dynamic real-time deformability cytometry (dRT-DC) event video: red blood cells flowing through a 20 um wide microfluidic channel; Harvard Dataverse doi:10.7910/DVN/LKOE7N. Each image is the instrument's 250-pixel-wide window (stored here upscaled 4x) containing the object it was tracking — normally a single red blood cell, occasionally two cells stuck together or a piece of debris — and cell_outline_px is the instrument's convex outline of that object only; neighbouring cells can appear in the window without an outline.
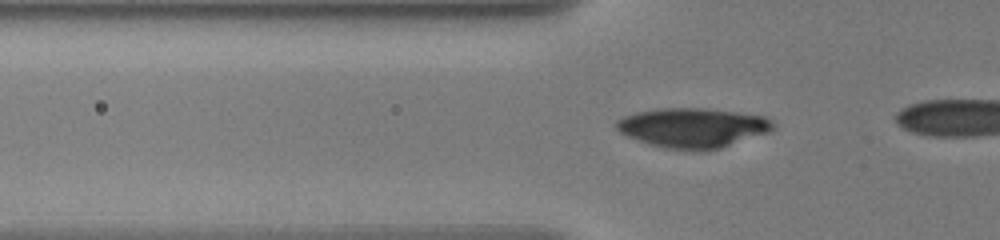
{"species": "human", "species_latin": "Homo sapiens", "temperature_condition": "warm", "stored_images_in_passage": 35, "camera_frame_rate_fps": 3000, "um_per_image_px": 0.085, "donor": {"sex": "male"}, "frame": {"image": 1, "passage_image": 14, "time_ms": 4.333, "image_size_px": [1000, 240], "cell_outline_px": [[772, 128], [768, 132], [720, 148], [704, 152], [692, 152], [664, 148], [648, 144], [628, 136], [620, 132], [616, 128], [616, 120], [624, 116], [636, 112], [656, 108], [708, 108], [764, 116], [772, 120]], "centroid_in_image_um": [58.84, 10.87], "position_along_channel_um": 67.0, "area_um2": 36.47}}
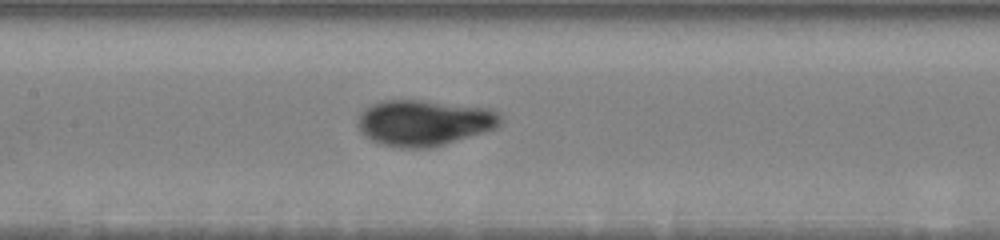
{"frame": {"image": 2, "passage_image": 23, "time_ms": 7.333, "image_size_px": [1000, 240], "cell_outline_px": [[500, 124], [496, 128], [484, 132], [444, 144], [428, 148], [400, 148], [380, 144], [372, 140], [360, 132], [356, 124], [360, 112], [364, 108], [372, 104], [384, 100], [420, 100], [488, 108], [500, 112]], "centroid_in_image_um": [36.0, 10.43], "position_along_channel_um": 171.4, "area_um2": 38.21}}
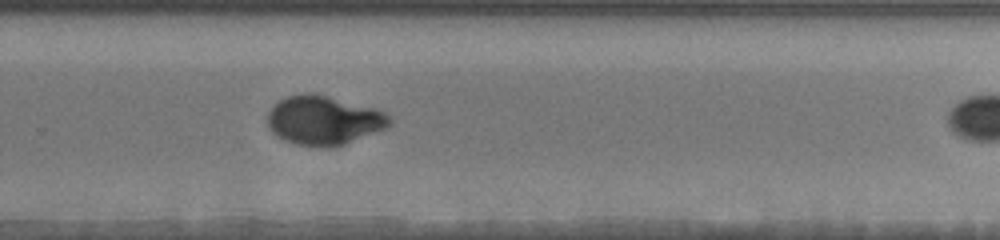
{"frame": {"image": 3, "passage_image": 34, "time_ms": 11.0, "image_size_px": [1000, 240], "cell_outline_px": [[392, 124], [384, 128], [344, 144], [332, 148], [320, 148], [296, 144], [284, 140], [276, 136], [268, 128], [268, 112], [280, 100], [288, 96], [304, 92], [312, 92], [376, 108], [384, 112], [392, 120]], "centroid_in_image_um": [27.5, 10.23], "position_along_channel_um": 302.3, "area_um2": 34.97}}